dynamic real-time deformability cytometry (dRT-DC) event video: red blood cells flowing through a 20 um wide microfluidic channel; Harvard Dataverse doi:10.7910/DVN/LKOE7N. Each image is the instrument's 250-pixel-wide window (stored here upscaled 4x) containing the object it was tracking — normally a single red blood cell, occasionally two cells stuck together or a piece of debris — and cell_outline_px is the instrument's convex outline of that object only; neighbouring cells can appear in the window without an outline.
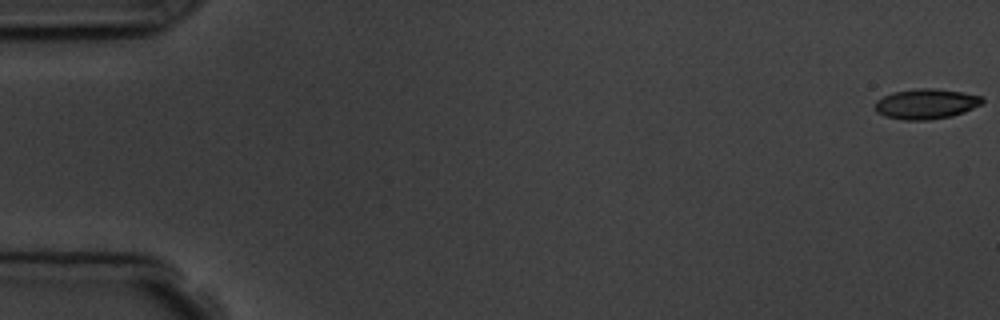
{"species": "common noctule bat (a hibernating species)", "species_latin": "Nyctalus noctula", "temperature_condition": "room temperature", "stored_images_in_passage": 7, "camera_frame_rate_fps": 3000, "um_per_image_px": 0.085, "animal": {"sex": "male", "body_mass_g": 19.5, "forearm_length_mm": 54.6}, "frame": {"image": 1, "passage_image": 1, "time_ms": 0.0, "image_size_px": [1000, 320], "cell_outline_px": [[984, 100], [980, 104], [964, 112], [952, 116], [928, 120], [904, 120], [884, 116], [876, 112], [876, 100], [892, 92], [916, 88], [932, 88], [960, 92], [984, 96]], "centroid_in_image_um": [78.7, 8.83], "position_along_channel_um": 6.3, "area_um2": 18.84}}
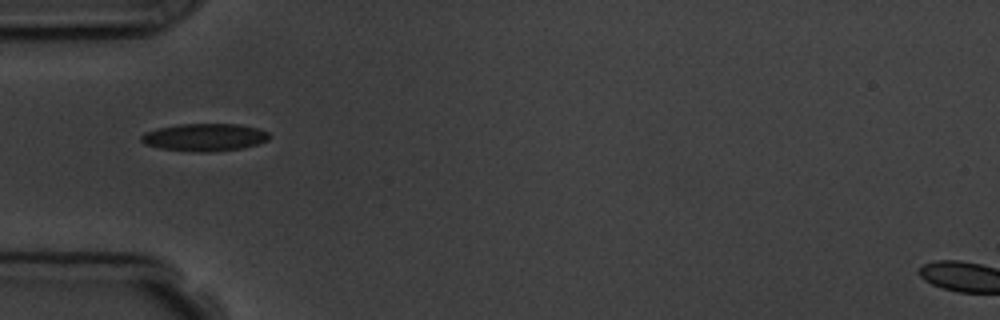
{"frame": {"image": 2, "passage_image": 5, "time_ms": 5.667, "image_size_px": [1000, 320], "cell_outline_px": [[272, 136], [268, 140], [244, 148], [212, 152], [196, 152], [160, 148], [144, 144], [140, 140], [140, 136], [144, 132], [156, 128], [176, 124], [240, 124], [256, 128], [268, 132]], "centroid_in_image_um": [17.37, 11.67], "position_along_channel_um": 67.6, "area_um2": 20.81}}